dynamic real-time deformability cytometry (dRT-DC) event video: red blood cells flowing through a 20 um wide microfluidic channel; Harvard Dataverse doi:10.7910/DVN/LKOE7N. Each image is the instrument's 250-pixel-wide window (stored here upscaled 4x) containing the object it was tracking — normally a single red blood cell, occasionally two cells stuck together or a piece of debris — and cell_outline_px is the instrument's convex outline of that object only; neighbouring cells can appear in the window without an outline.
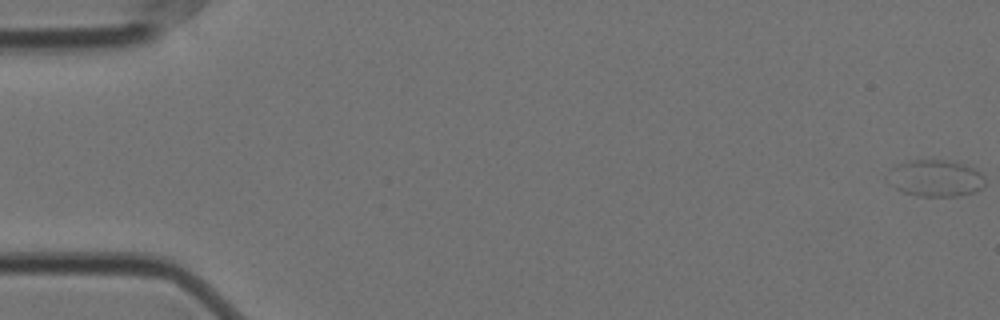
{"species": "Egyptian fruit bat (a non-hibernating species)", "species_latin": "Rousettus aegyptiacus", "temperature_condition": "cold", "stored_images_in_passage": 7, "camera_frame_rate_fps": 3000, "um_per_image_px": 0.085, "animal": {"sex": "female"}, "frame": {"image": 1, "passage_image": 1, "time_ms": 0.0, "image_size_px": [1000, 320], "cell_outline_px": [[984, 184], [980, 188], [972, 192], [956, 196], [916, 196], [904, 192], [888, 184], [884, 176], [896, 164], [908, 160], [944, 160], [968, 164], [980, 172], [984, 180]], "centroid_in_image_um": [79.44, 15.13], "position_along_channel_um": 5.6, "area_um2": 21.04}}